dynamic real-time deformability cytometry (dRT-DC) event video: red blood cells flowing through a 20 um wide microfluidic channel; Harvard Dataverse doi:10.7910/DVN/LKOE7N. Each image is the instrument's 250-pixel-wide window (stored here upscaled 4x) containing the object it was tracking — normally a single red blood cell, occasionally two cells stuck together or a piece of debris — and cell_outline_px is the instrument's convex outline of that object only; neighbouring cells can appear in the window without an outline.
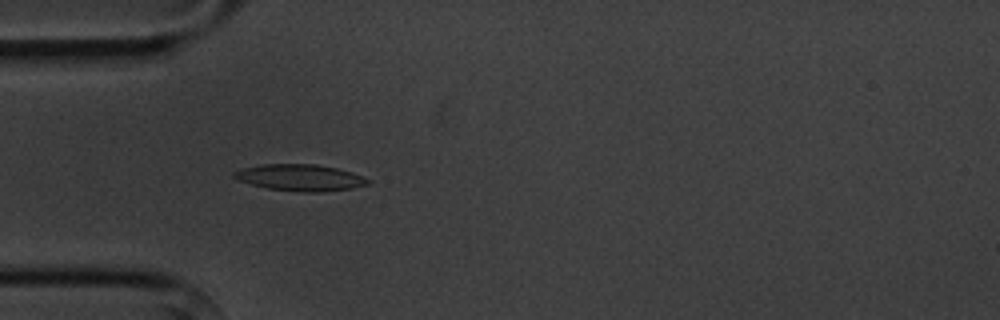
{"species": "common noctule bat (a hibernating species)", "species_latin": "Nyctalus noctula", "temperature_condition": "cold", "stored_images_in_passage": 3, "camera_frame_rate_fps": 3000, "um_per_image_px": 0.085, "animal": {"sex": "male", "body_mass_g": 20.1, "forearm_length_mm": 53.5}, "frame": {"image": 1, "passage_image": 3, "time_ms": 2.667, "image_size_px": [1000, 320], "cell_outline_px": [[372, 180], [368, 184], [352, 188], [320, 192], [304, 192], [268, 188], [236, 180], [232, 176], [232, 172], [244, 168], [264, 164], [316, 164], [336, 168], [352, 172], [364, 176]], "centroid_in_image_um": [25.53, 15.09], "position_along_channel_um": 59.5, "area_um2": 20.63}}